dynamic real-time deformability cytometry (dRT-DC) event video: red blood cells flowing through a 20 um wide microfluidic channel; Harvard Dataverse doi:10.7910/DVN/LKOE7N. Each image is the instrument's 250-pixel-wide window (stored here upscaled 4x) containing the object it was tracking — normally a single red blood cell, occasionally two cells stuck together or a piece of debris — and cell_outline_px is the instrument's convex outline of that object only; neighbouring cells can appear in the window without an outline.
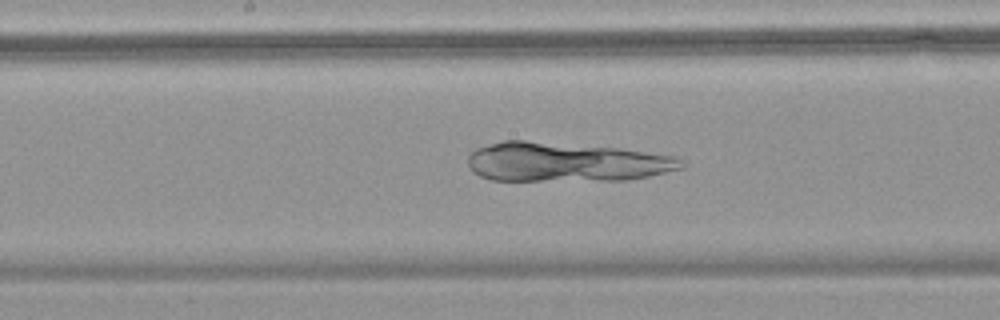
{"species": "common noctule bat (a hibernating species)", "species_latin": "Nyctalus noctula", "temperature_condition": "warm", "stored_images_in_passage": 67, "camera_frame_rate_fps": 3000, "um_per_image_px": 0.085, "animal": {"sex": "female", "body_mass_g": 18.4}, "frame": {"image": 1, "passage_image": 36, "time_ms": 11.667, "image_size_px": [1000, 320], "cell_outline_px": [[684, 168], [648, 176], [628, 180], [492, 180], [480, 176], [472, 172], [468, 164], [468, 156], [476, 148], [504, 140], [524, 140], [620, 148], [676, 156], [684, 164]], "centroid_in_image_um": [48.1, 13.77], "position_along_channel_um": 200.1, "area_um2": 48.9}}
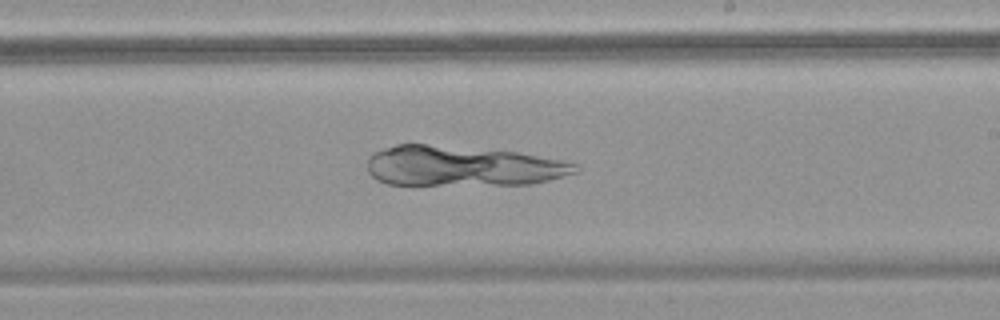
{"frame": {"image": 2, "passage_image": 41, "time_ms": 13.333, "image_size_px": [1000, 320], "cell_outline_px": [[580, 172], [532, 184], [384, 184], [376, 180], [368, 172], [368, 156], [372, 152], [396, 144], [424, 144], [516, 152], [560, 160], [580, 164]], "centroid_in_image_um": [39.3, 14.12], "position_along_channel_um": 249.7, "area_um2": 48.55}}